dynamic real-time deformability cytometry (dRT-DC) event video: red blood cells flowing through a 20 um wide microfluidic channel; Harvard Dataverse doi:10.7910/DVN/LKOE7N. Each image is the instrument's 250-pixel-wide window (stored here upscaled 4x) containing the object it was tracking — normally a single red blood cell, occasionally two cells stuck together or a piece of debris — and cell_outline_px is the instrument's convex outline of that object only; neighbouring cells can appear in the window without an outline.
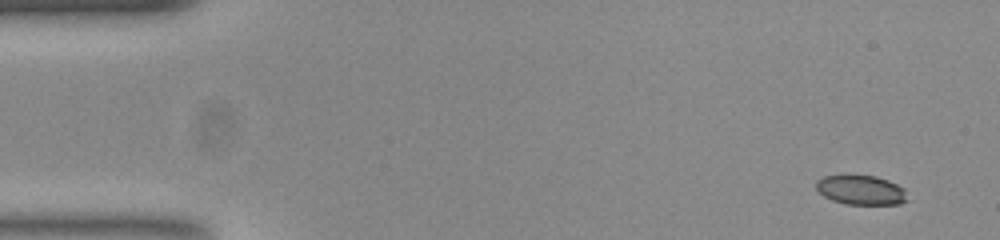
{"species": "common noctule bat (a hibernating species)", "species_latin": "Nyctalus noctula", "temperature_condition": "room temperature", "stored_images_in_passage": 51, "camera_frame_rate_fps": 3000, "um_per_image_px": 0.085, "animal": {"sex": "female", "body_mass_g": 23.0, "forearm_length_mm": 53.4}, "frame": {"image": 1, "passage_image": 1, "time_ms": 0.0, "image_size_px": [1000, 240], "cell_outline_px": [[908, 200], [900, 204], [844, 204], [832, 200], [824, 196], [816, 188], [816, 180], [824, 176], [876, 176], [888, 180], [904, 188]], "centroid_in_image_um": [73.2, 16.16], "position_along_channel_um": 11.8, "area_um2": 15.55}}
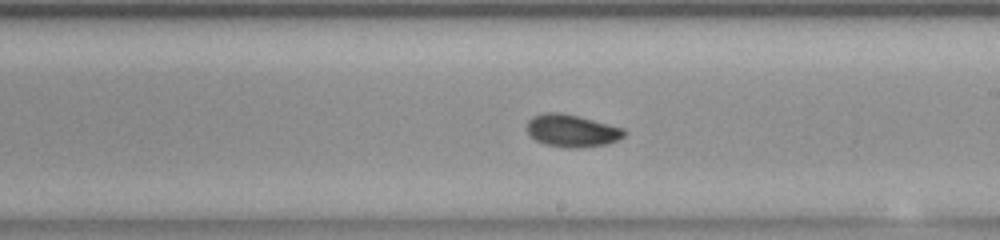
{"frame": {"image": 2, "passage_image": 28, "time_ms": 9.0, "image_size_px": [1000, 240], "cell_outline_px": [[624, 136], [608, 144], [576, 148], [568, 148], [548, 144], [536, 140], [528, 132], [528, 120], [532, 116], [544, 112], [560, 112], [624, 128]], "centroid_in_image_um": [48.6, 11.1], "position_along_channel_um": 240.4, "area_um2": 18.03}}
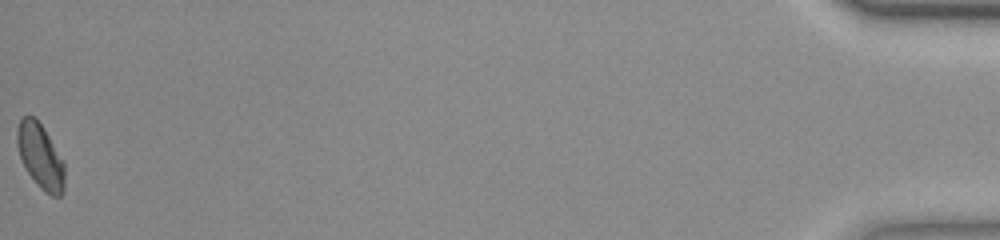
{"frame": {"image": 3, "passage_image": 51, "time_ms": 16.667, "image_size_px": [1000, 240], "cell_outline_px": [[64, 192], [60, 196], [52, 196], [44, 192], [36, 184], [28, 172], [20, 156], [16, 144], [16, 132], [20, 120], [24, 116], [32, 116], [44, 128], [64, 160]], "centroid_in_image_um": [3.45, 13.3], "position_along_channel_um": 431.8, "area_um2": 17.98}, "authors_computed_cell_mechanics": {"area_um2": 17.6868, "velocity_mm_per_s": 3.8617, "shape_relaxation_time_tau1_ms": null, "shape_relaxation_time_tau2_ms": 4.4188, "deformation_change_tau1": null, "deformation_change_tau2": 0.0783}}